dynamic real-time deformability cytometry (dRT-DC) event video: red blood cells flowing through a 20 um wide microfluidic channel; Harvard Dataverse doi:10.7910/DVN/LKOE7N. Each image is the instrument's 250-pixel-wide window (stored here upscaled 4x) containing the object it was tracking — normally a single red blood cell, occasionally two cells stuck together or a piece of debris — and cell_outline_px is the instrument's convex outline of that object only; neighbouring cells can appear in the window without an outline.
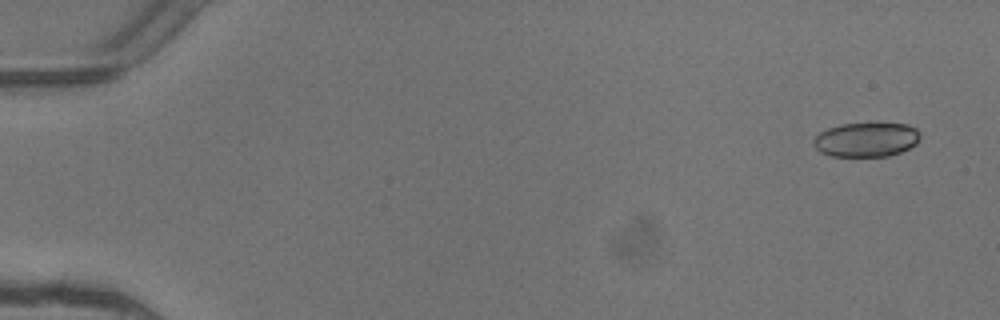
{"species": "common noctule bat (a hibernating species)", "species_latin": "Nyctalus noctula", "temperature_condition": "warm", "stored_images_in_passage": 5, "camera_frame_rate_fps": 3000, "um_per_image_px": 0.085, "animal": {"sex": "female"}, "frame": {"image": 1, "passage_image": 1, "time_ms": 0.0, "image_size_px": [1000, 320], "cell_outline_px": [[920, 136], [916, 144], [900, 152], [888, 156], [832, 156], [820, 152], [816, 148], [812, 140], [820, 132], [828, 128], [840, 124], [908, 124], [916, 128], [920, 132]], "centroid_in_image_um": [73.63, 11.87], "position_along_channel_um": 11.4, "area_um2": 21.21}}
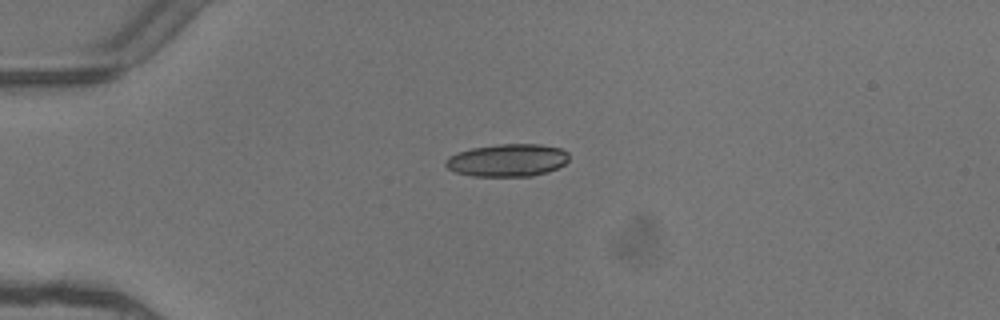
{"frame": {"image": 2, "passage_image": 4, "time_ms": 1.0, "image_size_px": [1000, 320], "cell_outline_px": [[568, 160], [564, 164], [548, 172], [532, 176], [472, 176], [456, 172], [448, 168], [444, 164], [444, 160], [448, 156], [472, 148], [500, 144], [540, 144], [560, 148], [568, 152]], "centroid_in_image_um": [43.13, 13.62], "position_along_channel_um": 41.9, "area_um2": 23.41}}
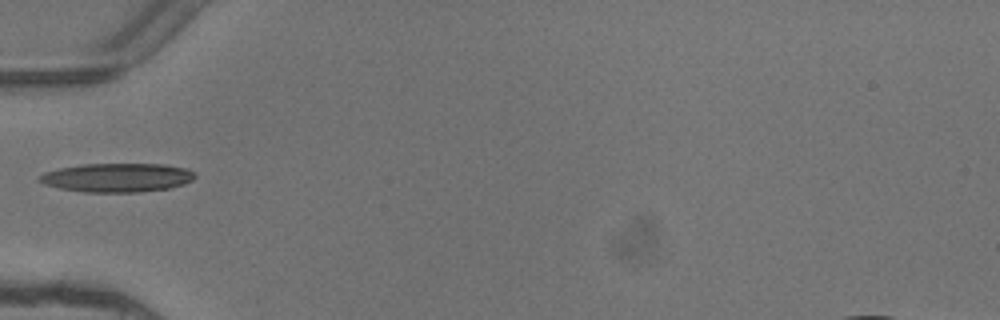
{"frame": {"image": 3, "passage_image": 5, "time_ms": 1.333, "image_size_px": [1000, 320], "cell_outline_px": [[196, 176], [192, 180], [184, 184], [168, 188], [140, 192], [84, 192], [60, 188], [44, 184], [36, 180], [44, 172], [60, 168], [80, 164], [164, 164], [184, 168], [196, 172]], "centroid_in_image_um": [9.95, 15.09], "position_along_channel_um": 75.0, "area_um2": 26.18}}